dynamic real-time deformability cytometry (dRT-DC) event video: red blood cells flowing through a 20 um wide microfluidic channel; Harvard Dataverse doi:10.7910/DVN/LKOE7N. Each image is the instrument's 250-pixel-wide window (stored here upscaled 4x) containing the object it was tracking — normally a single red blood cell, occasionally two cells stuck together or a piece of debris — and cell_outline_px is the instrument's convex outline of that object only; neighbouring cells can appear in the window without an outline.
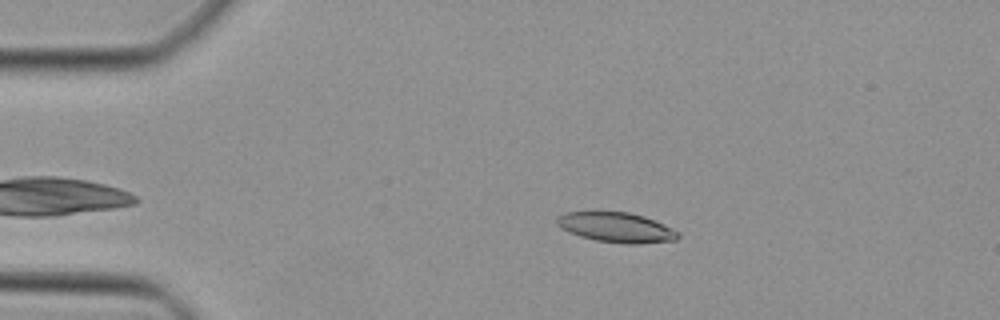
{"species": "Egyptian fruit bat (a non-hibernating species)", "species_latin": "Rousettus aegyptiacus", "temperature_condition": "cold", "stored_images_in_passage": 36, "camera_frame_rate_fps": 3000, "um_per_image_px": 0.085, "animal": {"sex": "female"}, "frame": {"image": 1, "passage_image": 4, "time_ms": 1.0, "image_size_px": [1000, 320], "cell_outline_px": [[680, 236], [676, 240], [640, 244], [624, 244], [596, 240], [580, 236], [568, 232], [560, 228], [556, 224], [556, 220], [564, 212], [628, 212], [644, 216], [664, 224], [680, 232]], "centroid_in_image_um": [52.41, 19.34], "position_along_channel_um": 32.6, "area_um2": 21.21}}
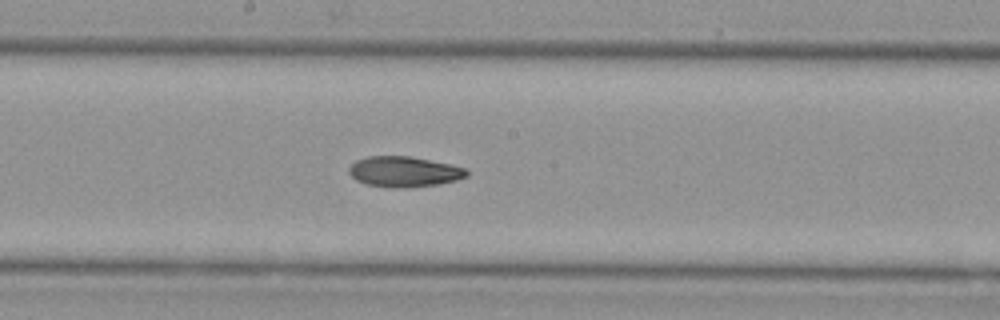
{"frame": {"image": 2, "passage_image": 20, "time_ms": 6.333, "image_size_px": [1000, 320], "cell_outline_px": [[468, 176], [456, 180], [440, 184], [408, 188], [396, 188], [368, 184], [356, 180], [348, 172], [348, 168], [356, 160], [368, 156], [412, 156], [448, 164], [464, 168], [468, 172]], "centroid_in_image_um": [34.34, 14.59], "position_along_channel_um": 213.9, "area_um2": 20.87}}
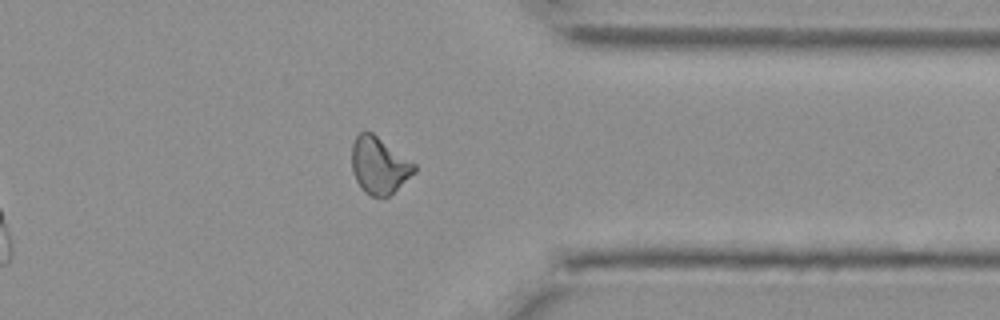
{"frame": {"image": 3, "passage_image": 32, "time_ms": 10.333, "image_size_px": [1000, 320], "cell_outline_px": [[416, 172], [388, 196], [372, 196], [364, 192], [356, 180], [352, 172], [352, 144], [356, 136], [364, 128], [372, 132], [416, 164]], "centroid_in_image_um": [32.21, 14.03], "position_along_channel_um": 379.2, "area_um2": 20.69}}